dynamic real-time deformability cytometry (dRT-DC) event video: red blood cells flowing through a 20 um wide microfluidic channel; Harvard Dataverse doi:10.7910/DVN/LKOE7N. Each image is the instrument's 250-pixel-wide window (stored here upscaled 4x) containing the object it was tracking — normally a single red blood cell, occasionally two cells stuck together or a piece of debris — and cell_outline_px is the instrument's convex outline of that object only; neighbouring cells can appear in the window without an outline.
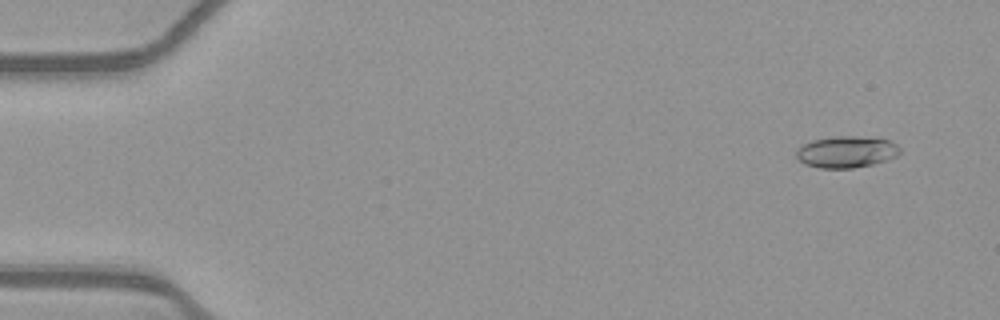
{"species": "common noctule bat (a hibernating species)", "species_latin": "Nyctalus noctula", "temperature_condition": "warm", "stored_images_in_passage": 52, "camera_frame_rate_fps": 3000, "um_per_image_px": 0.085, "animal": {"sex": "female", "body_mass_g": 21.9}, "frame": {"image": 1, "passage_image": 3, "time_ms": 0.667, "image_size_px": [1000, 320], "cell_outline_px": [[900, 152], [896, 156], [888, 160], [872, 164], [852, 168], [820, 168], [804, 164], [796, 156], [796, 148], [812, 140], [836, 136], [876, 136], [888, 140], [896, 144], [900, 148]], "centroid_in_image_um": [71.96, 12.89], "position_along_channel_um": 13.0, "area_um2": 19.31}}
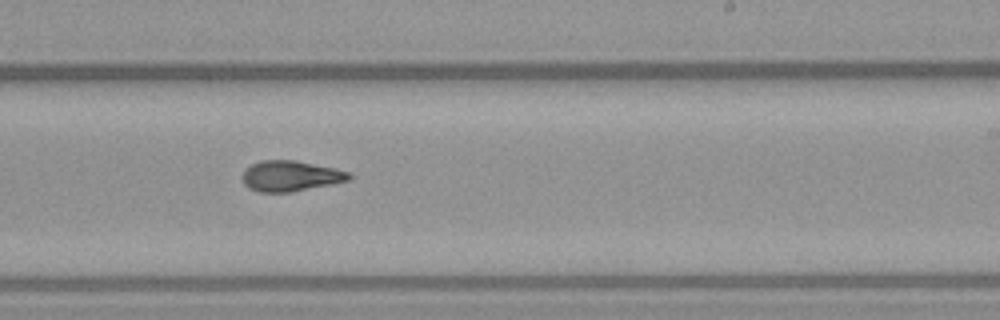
{"frame": {"image": 2, "passage_image": 32, "time_ms": 10.333, "image_size_px": [1000, 320], "cell_outline_px": [[352, 176], [348, 180], [332, 184], [292, 192], [260, 192], [248, 188], [244, 184], [244, 172], [252, 164], [260, 160], [296, 160], [336, 168], [352, 172]], "centroid_in_image_um": [24.74, 14.95], "position_along_channel_um": 264.3, "area_um2": 19.02}}
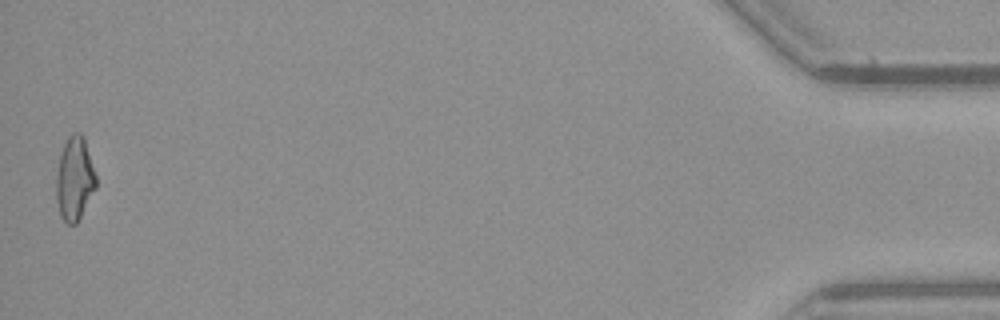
{"frame": {"image": 3, "passage_image": 52, "time_ms": 17.0, "image_size_px": [1000, 320], "cell_outline_px": [[96, 188], [76, 224], [68, 224], [60, 216], [56, 200], [56, 176], [60, 156], [64, 144], [68, 136], [72, 132], [80, 132], [84, 136], [96, 176]], "centroid_in_image_um": [6.34, 15.18], "position_along_channel_um": 428.9, "area_um2": 19.36}, "authors_computed_cell_mechanics": {"area_um2": 18.7272, "velocity_mm_per_s": 3.9097, "shape_relaxation_time_tau1_ms": 5.9992, "shape_relaxation_time_tau2_ms": 2.9939, "deformation_change_tau1": 0.1868, "deformation_change_tau2": 0.1076}}